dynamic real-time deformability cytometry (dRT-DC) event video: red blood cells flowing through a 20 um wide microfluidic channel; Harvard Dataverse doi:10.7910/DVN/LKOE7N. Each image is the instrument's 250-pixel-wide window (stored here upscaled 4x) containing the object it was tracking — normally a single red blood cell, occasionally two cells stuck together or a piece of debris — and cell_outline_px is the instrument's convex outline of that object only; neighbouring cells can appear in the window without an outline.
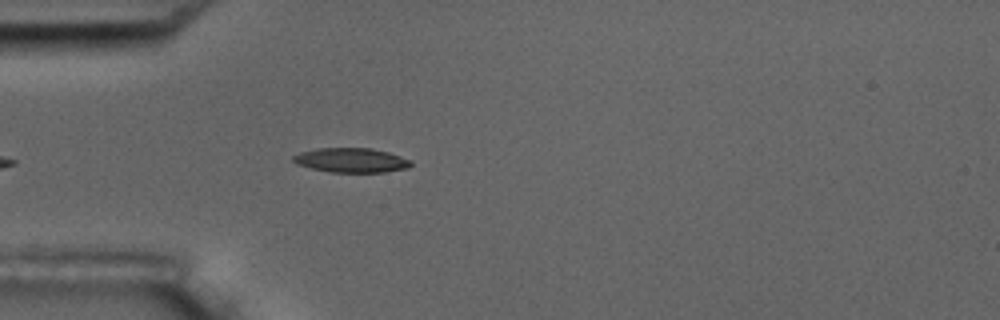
{"species": "common noctule bat (a hibernating species)", "species_latin": "Nyctalus noctula", "temperature_condition": "room temperature", "stored_images_in_passage": 1, "camera_frame_rate_fps": 3000, "um_per_image_px": 0.085, "animal": {"sex": "male", "body_mass_g": 17.5, "forearm_length_mm": 52.3}, "frame": {"image": 1, "passage_image": 1, "time_ms": 0.0, "image_size_px": [1000, 320], "cell_outline_px": [[412, 164], [408, 168], [384, 172], [328, 172], [296, 164], [292, 160], [292, 156], [300, 152], [316, 148], [372, 148], [388, 152], [412, 160]], "centroid_in_image_um": [29.85, 13.61], "position_along_channel_um": 55.2, "area_um2": 16.88}}